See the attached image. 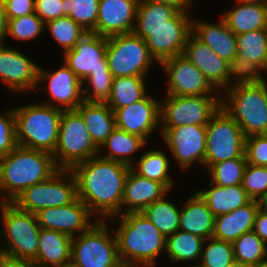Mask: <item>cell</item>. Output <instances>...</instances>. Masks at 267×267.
Listing matches in <instances>:
<instances>
[{
    "mask_svg": "<svg viewBox=\"0 0 267 267\" xmlns=\"http://www.w3.org/2000/svg\"><path fill=\"white\" fill-rule=\"evenodd\" d=\"M130 168L125 163L96 155L71 169L78 198L92 214L98 213V220L111 222L122 214L123 190Z\"/></svg>",
    "mask_w": 267,
    "mask_h": 267,
    "instance_id": "obj_1",
    "label": "cell"
},
{
    "mask_svg": "<svg viewBox=\"0 0 267 267\" xmlns=\"http://www.w3.org/2000/svg\"><path fill=\"white\" fill-rule=\"evenodd\" d=\"M58 170L52 154L18 145L0 158V192H5L0 203H12L25 189Z\"/></svg>",
    "mask_w": 267,
    "mask_h": 267,
    "instance_id": "obj_2",
    "label": "cell"
},
{
    "mask_svg": "<svg viewBox=\"0 0 267 267\" xmlns=\"http://www.w3.org/2000/svg\"><path fill=\"white\" fill-rule=\"evenodd\" d=\"M119 217L115 237L122 265L153 267L156 257L165 251L164 235L142 212H125Z\"/></svg>",
    "mask_w": 267,
    "mask_h": 267,
    "instance_id": "obj_3",
    "label": "cell"
},
{
    "mask_svg": "<svg viewBox=\"0 0 267 267\" xmlns=\"http://www.w3.org/2000/svg\"><path fill=\"white\" fill-rule=\"evenodd\" d=\"M39 103L14 108L17 144L53 154L63 110Z\"/></svg>",
    "mask_w": 267,
    "mask_h": 267,
    "instance_id": "obj_4",
    "label": "cell"
},
{
    "mask_svg": "<svg viewBox=\"0 0 267 267\" xmlns=\"http://www.w3.org/2000/svg\"><path fill=\"white\" fill-rule=\"evenodd\" d=\"M221 92L224 98L221 99V107L236 121L245 137L267 134L266 81L236 85Z\"/></svg>",
    "mask_w": 267,
    "mask_h": 267,
    "instance_id": "obj_5",
    "label": "cell"
},
{
    "mask_svg": "<svg viewBox=\"0 0 267 267\" xmlns=\"http://www.w3.org/2000/svg\"><path fill=\"white\" fill-rule=\"evenodd\" d=\"M5 247L0 255L18 260L35 261L39 248V232L36 214L18 209L13 203H0Z\"/></svg>",
    "mask_w": 267,
    "mask_h": 267,
    "instance_id": "obj_6",
    "label": "cell"
},
{
    "mask_svg": "<svg viewBox=\"0 0 267 267\" xmlns=\"http://www.w3.org/2000/svg\"><path fill=\"white\" fill-rule=\"evenodd\" d=\"M98 153L99 148L94 144L81 115L76 110L63 111L57 145L52 154L57 167L71 170Z\"/></svg>",
    "mask_w": 267,
    "mask_h": 267,
    "instance_id": "obj_7",
    "label": "cell"
},
{
    "mask_svg": "<svg viewBox=\"0 0 267 267\" xmlns=\"http://www.w3.org/2000/svg\"><path fill=\"white\" fill-rule=\"evenodd\" d=\"M96 222L79 236L72 237L70 264L74 267H124L117 240L108 233L105 220Z\"/></svg>",
    "mask_w": 267,
    "mask_h": 267,
    "instance_id": "obj_8",
    "label": "cell"
},
{
    "mask_svg": "<svg viewBox=\"0 0 267 267\" xmlns=\"http://www.w3.org/2000/svg\"><path fill=\"white\" fill-rule=\"evenodd\" d=\"M77 198V182L73 172L59 169L49 179L25 189L12 203L22 211L36 214L44 208L71 204Z\"/></svg>",
    "mask_w": 267,
    "mask_h": 267,
    "instance_id": "obj_9",
    "label": "cell"
},
{
    "mask_svg": "<svg viewBox=\"0 0 267 267\" xmlns=\"http://www.w3.org/2000/svg\"><path fill=\"white\" fill-rule=\"evenodd\" d=\"M106 58L113 77H146L152 62L146 41L134 32L107 38Z\"/></svg>",
    "mask_w": 267,
    "mask_h": 267,
    "instance_id": "obj_10",
    "label": "cell"
},
{
    "mask_svg": "<svg viewBox=\"0 0 267 267\" xmlns=\"http://www.w3.org/2000/svg\"><path fill=\"white\" fill-rule=\"evenodd\" d=\"M245 150V136L236 121L223 107L212 116L206 125V151L204 166L242 157Z\"/></svg>",
    "mask_w": 267,
    "mask_h": 267,
    "instance_id": "obj_11",
    "label": "cell"
},
{
    "mask_svg": "<svg viewBox=\"0 0 267 267\" xmlns=\"http://www.w3.org/2000/svg\"><path fill=\"white\" fill-rule=\"evenodd\" d=\"M160 102V128L184 125H207L220 109L221 95L175 96L166 95ZM220 96V97H219Z\"/></svg>",
    "mask_w": 267,
    "mask_h": 267,
    "instance_id": "obj_12",
    "label": "cell"
},
{
    "mask_svg": "<svg viewBox=\"0 0 267 267\" xmlns=\"http://www.w3.org/2000/svg\"><path fill=\"white\" fill-rule=\"evenodd\" d=\"M136 35L146 41L156 62L183 54L188 37L192 34L189 14L177 12L167 24L159 28L134 29Z\"/></svg>",
    "mask_w": 267,
    "mask_h": 267,
    "instance_id": "obj_13",
    "label": "cell"
},
{
    "mask_svg": "<svg viewBox=\"0 0 267 267\" xmlns=\"http://www.w3.org/2000/svg\"><path fill=\"white\" fill-rule=\"evenodd\" d=\"M159 65L168 76V95L204 96L222 94L210 83L203 72L184 55L168 58Z\"/></svg>",
    "mask_w": 267,
    "mask_h": 267,
    "instance_id": "obj_14",
    "label": "cell"
},
{
    "mask_svg": "<svg viewBox=\"0 0 267 267\" xmlns=\"http://www.w3.org/2000/svg\"><path fill=\"white\" fill-rule=\"evenodd\" d=\"M160 135L181 169H188L197 161L204 165L206 151V125H184L161 128Z\"/></svg>",
    "mask_w": 267,
    "mask_h": 267,
    "instance_id": "obj_15",
    "label": "cell"
},
{
    "mask_svg": "<svg viewBox=\"0 0 267 267\" xmlns=\"http://www.w3.org/2000/svg\"><path fill=\"white\" fill-rule=\"evenodd\" d=\"M107 37L93 32L85 34L72 50L63 54V62L83 82L90 73L110 71L106 58Z\"/></svg>",
    "mask_w": 267,
    "mask_h": 267,
    "instance_id": "obj_16",
    "label": "cell"
},
{
    "mask_svg": "<svg viewBox=\"0 0 267 267\" xmlns=\"http://www.w3.org/2000/svg\"><path fill=\"white\" fill-rule=\"evenodd\" d=\"M4 45L0 44V81L13 92L39 90V66L20 51Z\"/></svg>",
    "mask_w": 267,
    "mask_h": 267,
    "instance_id": "obj_17",
    "label": "cell"
},
{
    "mask_svg": "<svg viewBox=\"0 0 267 267\" xmlns=\"http://www.w3.org/2000/svg\"><path fill=\"white\" fill-rule=\"evenodd\" d=\"M93 215L89 208L77 198L68 205L44 208L36 213L41 228L55 230L75 237L77 232L87 231L94 223H90Z\"/></svg>",
    "mask_w": 267,
    "mask_h": 267,
    "instance_id": "obj_18",
    "label": "cell"
},
{
    "mask_svg": "<svg viewBox=\"0 0 267 267\" xmlns=\"http://www.w3.org/2000/svg\"><path fill=\"white\" fill-rule=\"evenodd\" d=\"M114 114L117 128L138 135L146 141L160 126V102L148 94L139 101L117 109Z\"/></svg>",
    "mask_w": 267,
    "mask_h": 267,
    "instance_id": "obj_19",
    "label": "cell"
},
{
    "mask_svg": "<svg viewBox=\"0 0 267 267\" xmlns=\"http://www.w3.org/2000/svg\"><path fill=\"white\" fill-rule=\"evenodd\" d=\"M54 72H46L39 66L38 85L44 80L47 81V89L51 97L57 101L55 104L46 101L43 104L59 108L63 111L76 110L84 101L82 95V81L77 75L65 64ZM62 106H61V105Z\"/></svg>",
    "mask_w": 267,
    "mask_h": 267,
    "instance_id": "obj_20",
    "label": "cell"
},
{
    "mask_svg": "<svg viewBox=\"0 0 267 267\" xmlns=\"http://www.w3.org/2000/svg\"><path fill=\"white\" fill-rule=\"evenodd\" d=\"M138 2L139 0H99L95 33L107 38L132 33Z\"/></svg>",
    "mask_w": 267,
    "mask_h": 267,
    "instance_id": "obj_21",
    "label": "cell"
},
{
    "mask_svg": "<svg viewBox=\"0 0 267 267\" xmlns=\"http://www.w3.org/2000/svg\"><path fill=\"white\" fill-rule=\"evenodd\" d=\"M182 55L197 66L219 92L229 88V62L215 54L193 34L188 37Z\"/></svg>",
    "mask_w": 267,
    "mask_h": 267,
    "instance_id": "obj_22",
    "label": "cell"
},
{
    "mask_svg": "<svg viewBox=\"0 0 267 267\" xmlns=\"http://www.w3.org/2000/svg\"><path fill=\"white\" fill-rule=\"evenodd\" d=\"M167 192L169 190L162 183L141 177L130 168L123 190L122 213L141 212ZM123 206H127V210Z\"/></svg>",
    "mask_w": 267,
    "mask_h": 267,
    "instance_id": "obj_23",
    "label": "cell"
},
{
    "mask_svg": "<svg viewBox=\"0 0 267 267\" xmlns=\"http://www.w3.org/2000/svg\"><path fill=\"white\" fill-rule=\"evenodd\" d=\"M220 19L216 24L192 20V34L215 54L230 63L237 56V37L225 21Z\"/></svg>",
    "mask_w": 267,
    "mask_h": 267,
    "instance_id": "obj_24",
    "label": "cell"
},
{
    "mask_svg": "<svg viewBox=\"0 0 267 267\" xmlns=\"http://www.w3.org/2000/svg\"><path fill=\"white\" fill-rule=\"evenodd\" d=\"M259 208V201L251 200L243 207L216 216L213 238L233 243L244 233L253 231Z\"/></svg>",
    "mask_w": 267,
    "mask_h": 267,
    "instance_id": "obj_25",
    "label": "cell"
},
{
    "mask_svg": "<svg viewBox=\"0 0 267 267\" xmlns=\"http://www.w3.org/2000/svg\"><path fill=\"white\" fill-rule=\"evenodd\" d=\"M72 237L55 230L40 228L39 248L35 263L39 267L70 265Z\"/></svg>",
    "mask_w": 267,
    "mask_h": 267,
    "instance_id": "obj_26",
    "label": "cell"
},
{
    "mask_svg": "<svg viewBox=\"0 0 267 267\" xmlns=\"http://www.w3.org/2000/svg\"><path fill=\"white\" fill-rule=\"evenodd\" d=\"M180 208L179 230L200 236L205 240L213 237L215 216L197 191Z\"/></svg>",
    "mask_w": 267,
    "mask_h": 267,
    "instance_id": "obj_27",
    "label": "cell"
},
{
    "mask_svg": "<svg viewBox=\"0 0 267 267\" xmlns=\"http://www.w3.org/2000/svg\"><path fill=\"white\" fill-rule=\"evenodd\" d=\"M238 7L225 12L222 19L235 35L254 30H267V4L237 0Z\"/></svg>",
    "mask_w": 267,
    "mask_h": 267,
    "instance_id": "obj_28",
    "label": "cell"
},
{
    "mask_svg": "<svg viewBox=\"0 0 267 267\" xmlns=\"http://www.w3.org/2000/svg\"><path fill=\"white\" fill-rule=\"evenodd\" d=\"M76 111L83 118L94 144L100 148L116 128L114 111L106 102L83 101Z\"/></svg>",
    "mask_w": 267,
    "mask_h": 267,
    "instance_id": "obj_29",
    "label": "cell"
},
{
    "mask_svg": "<svg viewBox=\"0 0 267 267\" xmlns=\"http://www.w3.org/2000/svg\"><path fill=\"white\" fill-rule=\"evenodd\" d=\"M210 186V189H201L197 192L206 201L215 217L232 212L251 201L242 185L222 187L210 182Z\"/></svg>",
    "mask_w": 267,
    "mask_h": 267,
    "instance_id": "obj_30",
    "label": "cell"
},
{
    "mask_svg": "<svg viewBox=\"0 0 267 267\" xmlns=\"http://www.w3.org/2000/svg\"><path fill=\"white\" fill-rule=\"evenodd\" d=\"M147 141L135 134H131L115 128L112 134L105 140V142L99 148V153L106 149L109 151L107 155L101 156L113 161H119L129 166L133 165V154L146 146ZM104 147V148H103ZM102 149V150H101Z\"/></svg>",
    "mask_w": 267,
    "mask_h": 267,
    "instance_id": "obj_31",
    "label": "cell"
},
{
    "mask_svg": "<svg viewBox=\"0 0 267 267\" xmlns=\"http://www.w3.org/2000/svg\"><path fill=\"white\" fill-rule=\"evenodd\" d=\"M145 80L146 77L143 76L115 77L107 105L115 112L141 100L147 95Z\"/></svg>",
    "mask_w": 267,
    "mask_h": 267,
    "instance_id": "obj_32",
    "label": "cell"
},
{
    "mask_svg": "<svg viewBox=\"0 0 267 267\" xmlns=\"http://www.w3.org/2000/svg\"><path fill=\"white\" fill-rule=\"evenodd\" d=\"M200 236L178 230L166 238L165 253L171 262H187L201 258L203 244Z\"/></svg>",
    "mask_w": 267,
    "mask_h": 267,
    "instance_id": "obj_33",
    "label": "cell"
},
{
    "mask_svg": "<svg viewBox=\"0 0 267 267\" xmlns=\"http://www.w3.org/2000/svg\"><path fill=\"white\" fill-rule=\"evenodd\" d=\"M180 210L175 203L168 201L165 195L162 199L148 205L141 212L167 238L179 230Z\"/></svg>",
    "mask_w": 267,
    "mask_h": 267,
    "instance_id": "obj_34",
    "label": "cell"
},
{
    "mask_svg": "<svg viewBox=\"0 0 267 267\" xmlns=\"http://www.w3.org/2000/svg\"><path fill=\"white\" fill-rule=\"evenodd\" d=\"M232 245L234 260L245 267H261L267 261V245L254 231L244 233Z\"/></svg>",
    "mask_w": 267,
    "mask_h": 267,
    "instance_id": "obj_35",
    "label": "cell"
},
{
    "mask_svg": "<svg viewBox=\"0 0 267 267\" xmlns=\"http://www.w3.org/2000/svg\"><path fill=\"white\" fill-rule=\"evenodd\" d=\"M166 156L159 150H149L141 156L137 165H131V169L139 176L160 182L171 190L174 181L168 174L170 161Z\"/></svg>",
    "mask_w": 267,
    "mask_h": 267,
    "instance_id": "obj_36",
    "label": "cell"
},
{
    "mask_svg": "<svg viewBox=\"0 0 267 267\" xmlns=\"http://www.w3.org/2000/svg\"><path fill=\"white\" fill-rule=\"evenodd\" d=\"M236 37L237 56L255 62L267 72V30H254Z\"/></svg>",
    "mask_w": 267,
    "mask_h": 267,
    "instance_id": "obj_37",
    "label": "cell"
},
{
    "mask_svg": "<svg viewBox=\"0 0 267 267\" xmlns=\"http://www.w3.org/2000/svg\"><path fill=\"white\" fill-rule=\"evenodd\" d=\"M178 12L173 6L151 0H139L134 29L159 28Z\"/></svg>",
    "mask_w": 267,
    "mask_h": 267,
    "instance_id": "obj_38",
    "label": "cell"
},
{
    "mask_svg": "<svg viewBox=\"0 0 267 267\" xmlns=\"http://www.w3.org/2000/svg\"><path fill=\"white\" fill-rule=\"evenodd\" d=\"M53 38L63 47V53L72 50L78 41L88 33L81 25L69 16L50 20L45 23Z\"/></svg>",
    "mask_w": 267,
    "mask_h": 267,
    "instance_id": "obj_39",
    "label": "cell"
},
{
    "mask_svg": "<svg viewBox=\"0 0 267 267\" xmlns=\"http://www.w3.org/2000/svg\"><path fill=\"white\" fill-rule=\"evenodd\" d=\"M62 4L65 16H69L86 31L95 33L99 0H62Z\"/></svg>",
    "mask_w": 267,
    "mask_h": 267,
    "instance_id": "obj_40",
    "label": "cell"
},
{
    "mask_svg": "<svg viewBox=\"0 0 267 267\" xmlns=\"http://www.w3.org/2000/svg\"><path fill=\"white\" fill-rule=\"evenodd\" d=\"M246 165L245 154L242 157L214 164L208 169L212 177L210 182L222 187L241 185Z\"/></svg>",
    "mask_w": 267,
    "mask_h": 267,
    "instance_id": "obj_41",
    "label": "cell"
},
{
    "mask_svg": "<svg viewBox=\"0 0 267 267\" xmlns=\"http://www.w3.org/2000/svg\"><path fill=\"white\" fill-rule=\"evenodd\" d=\"M206 241L208 245L205 249L203 245L200 264L192 267H226L235 262L232 243L213 237Z\"/></svg>",
    "mask_w": 267,
    "mask_h": 267,
    "instance_id": "obj_42",
    "label": "cell"
},
{
    "mask_svg": "<svg viewBox=\"0 0 267 267\" xmlns=\"http://www.w3.org/2000/svg\"><path fill=\"white\" fill-rule=\"evenodd\" d=\"M261 71L263 70L255 62L236 56L229 63V87L265 82Z\"/></svg>",
    "mask_w": 267,
    "mask_h": 267,
    "instance_id": "obj_43",
    "label": "cell"
},
{
    "mask_svg": "<svg viewBox=\"0 0 267 267\" xmlns=\"http://www.w3.org/2000/svg\"><path fill=\"white\" fill-rule=\"evenodd\" d=\"M45 29V23L35 14L8 20L7 35L16 41H30Z\"/></svg>",
    "mask_w": 267,
    "mask_h": 267,
    "instance_id": "obj_44",
    "label": "cell"
},
{
    "mask_svg": "<svg viewBox=\"0 0 267 267\" xmlns=\"http://www.w3.org/2000/svg\"><path fill=\"white\" fill-rule=\"evenodd\" d=\"M241 185L251 200L260 201L267 194V167L247 163Z\"/></svg>",
    "mask_w": 267,
    "mask_h": 267,
    "instance_id": "obj_45",
    "label": "cell"
},
{
    "mask_svg": "<svg viewBox=\"0 0 267 267\" xmlns=\"http://www.w3.org/2000/svg\"><path fill=\"white\" fill-rule=\"evenodd\" d=\"M113 79L114 77L110 71L90 73L85 81H89L93 90L89 91L90 86L82 87L83 100L87 102H106L111 93Z\"/></svg>",
    "mask_w": 267,
    "mask_h": 267,
    "instance_id": "obj_46",
    "label": "cell"
},
{
    "mask_svg": "<svg viewBox=\"0 0 267 267\" xmlns=\"http://www.w3.org/2000/svg\"><path fill=\"white\" fill-rule=\"evenodd\" d=\"M244 154L247 163L267 167V134L245 137Z\"/></svg>",
    "mask_w": 267,
    "mask_h": 267,
    "instance_id": "obj_47",
    "label": "cell"
},
{
    "mask_svg": "<svg viewBox=\"0 0 267 267\" xmlns=\"http://www.w3.org/2000/svg\"><path fill=\"white\" fill-rule=\"evenodd\" d=\"M18 146L14 110L0 114V158Z\"/></svg>",
    "mask_w": 267,
    "mask_h": 267,
    "instance_id": "obj_48",
    "label": "cell"
},
{
    "mask_svg": "<svg viewBox=\"0 0 267 267\" xmlns=\"http://www.w3.org/2000/svg\"><path fill=\"white\" fill-rule=\"evenodd\" d=\"M35 14L44 23L64 17L62 0H35Z\"/></svg>",
    "mask_w": 267,
    "mask_h": 267,
    "instance_id": "obj_49",
    "label": "cell"
},
{
    "mask_svg": "<svg viewBox=\"0 0 267 267\" xmlns=\"http://www.w3.org/2000/svg\"><path fill=\"white\" fill-rule=\"evenodd\" d=\"M8 20L35 13V0H2Z\"/></svg>",
    "mask_w": 267,
    "mask_h": 267,
    "instance_id": "obj_50",
    "label": "cell"
},
{
    "mask_svg": "<svg viewBox=\"0 0 267 267\" xmlns=\"http://www.w3.org/2000/svg\"><path fill=\"white\" fill-rule=\"evenodd\" d=\"M253 231L267 245V212L260 208L255 217Z\"/></svg>",
    "mask_w": 267,
    "mask_h": 267,
    "instance_id": "obj_51",
    "label": "cell"
},
{
    "mask_svg": "<svg viewBox=\"0 0 267 267\" xmlns=\"http://www.w3.org/2000/svg\"><path fill=\"white\" fill-rule=\"evenodd\" d=\"M0 267H39L32 260H18L0 255Z\"/></svg>",
    "mask_w": 267,
    "mask_h": 267,
    "instance_id": "obj_52",
    "label": "cell"
},
{
    "mask_svg": "<svg viewBox=\"0 0 267 267\" xmlns=\"http://www.w3.org/2000/svg\"><path fill=\"white\" fill-rule=\"evenodd\" d=\"M155 2L164 3L170 6H173L175 9H177L179 12L188 13L189 7L191 8V4H193L192 0H151Z\"/></svg>",
    "mask_w": 267,
    "mask_h": 267,
    "instance_id": "obj_53",
    "label": "cell"
},
{
    "mask_svg": "<svg viewBox=\"0 0 267 267\" xmlns=\"http://www.w3.org/2000/svg\"><path fill=\"white\" fill-rule=\"evenodd\" d=\"M8 18L5 12L3 1L0 0V44L4 43V38L7 36Z\"/></svg>",
    "mask_w": 267,
    "mask_h": 267,
    "instance_id": "obj_54",
    "label": "cell"
},
{
    "mask_svg": "<svg viewBox=\"0 0 267 267\" xmlns=\"http://www.w3.org/2000/svg\"><path fill=\"white\" fill-rule=\"evenodd\" d=\"M260 209L267 212V194L259 201Z\"/></svg>",
    "mask_w": 267,
    "mask_h": 267,
    "instance_id": "obj_55",
    "label": "cell"
},
{
    "mask_svg": "<svg viewBox=\"0 0 267 267\" xmlns=\"http://www.w3.org/2000/svg\"><path fill=\"white\" fill-rule=\"evenodd\" d=\"M226 267H245V266H243L240 263L235 261V262H233L232 264H230L229 266H226Z\"/></svg>",
    "mask_w": 267,
    "mask_h": 267,
    "instance_id": "obj_56",
    "label": "cell"
},
{
    "mask_svg": "<svg viewBox=\"0 0 267 267\" xmlns=\"http://www.w3.org/2000/svg\"><path fill=\"white\" fill-rule=\"evenodd\" d=\"M248 1H254V2H263L267 4V0H248Z\"/></svg>",
    "mask_w": 267,
    "mask_h": 267,
    "instance_id": "obj_57",
    "label": "cell"
},
{
    "mask_svg": "<svg viewBox=\"0 0 267 267\" xmlns=\"http://www.w3.org/2000/svg\"><path fill=\"white\" fill-rule=\"evenodd\" d=\"M261 267H267V261Z\"/></svg>",
    "mask_w": 267,
    "mask_h": 267,
    "instance_id": "obj_58",
    "label": "cell"
}]
</instances>
